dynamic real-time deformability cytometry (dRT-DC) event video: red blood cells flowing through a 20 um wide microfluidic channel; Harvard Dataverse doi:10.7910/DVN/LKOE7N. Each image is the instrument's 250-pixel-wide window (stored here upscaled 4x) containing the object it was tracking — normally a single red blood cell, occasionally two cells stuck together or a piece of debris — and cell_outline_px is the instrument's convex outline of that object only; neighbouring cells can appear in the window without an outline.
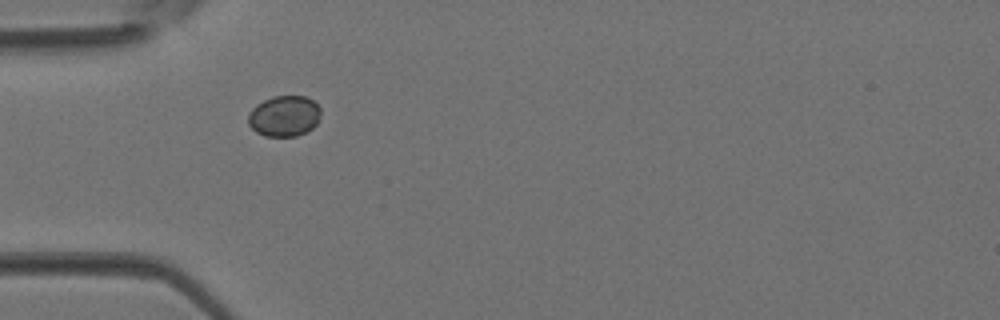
{"species": "Egyptian fruit bat (a non-hibernating species)", "species_latin": "Rousettus aegyptiacus", "temperature_condition": "room temperature", "stored_images_in_passage": 3, "camera_frame_rate_fps": 3000, "um_per_image_px": 0.085, "animal": {"sex": "female"}, "frame": {"image": 1, "passage_image": 3, "time_ms": 0.667, "image_size_px": [1000, 320], "cell_outline_px": [[320, 116], [316, 124], [312, 128], [296, 136], [264, 136], [256, 132], [248, 124], [248, 116], [252, 108], [256, 104], [272, 96], [308, 96], [320, 108]], "centroid_in_image_um": [24.15, 9.85], "position_along_channel_um": 60.9, "area_um2": 17.28}}